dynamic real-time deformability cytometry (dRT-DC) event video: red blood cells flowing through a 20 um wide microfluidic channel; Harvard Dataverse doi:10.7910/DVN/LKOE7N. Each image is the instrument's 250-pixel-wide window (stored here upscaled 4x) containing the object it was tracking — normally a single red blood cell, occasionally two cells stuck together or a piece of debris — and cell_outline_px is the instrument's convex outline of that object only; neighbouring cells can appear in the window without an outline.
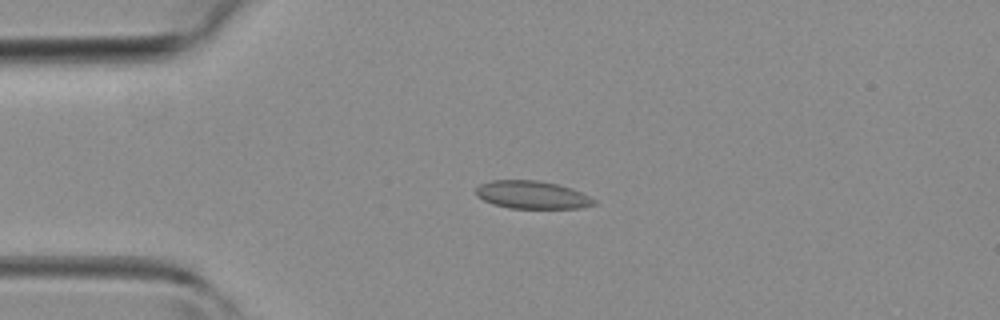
{"species": "common noctule bat (a hibernating species)", "species_latin": "Nyctalus noctula", "temperature_condition": "room temperature", "stored_images_in_passage": 42, "camera_frame_rate_fps": 3000, "um_per_image_px": 0.085, "animal": {"sex": "female", "body_mass_g": 19.3, "forearm_length_mm": 54.1}, "frame": {"image": 1, "passage_image": 8, "time_ms": 2.333, "image_size_px": [1000, 320], "cell_outline_px": [[596, 204], [580, 208], [508, 208], [492, 204], [476, 196], [476, 188], [480, 184], [492, 180], [536, 180], [556, 184], [572, 188], [596, 200]], "centroid_in_image_um": [45.21, 16.56], "position_along_channel_um": 39.8, "area_um2": 19.13}}
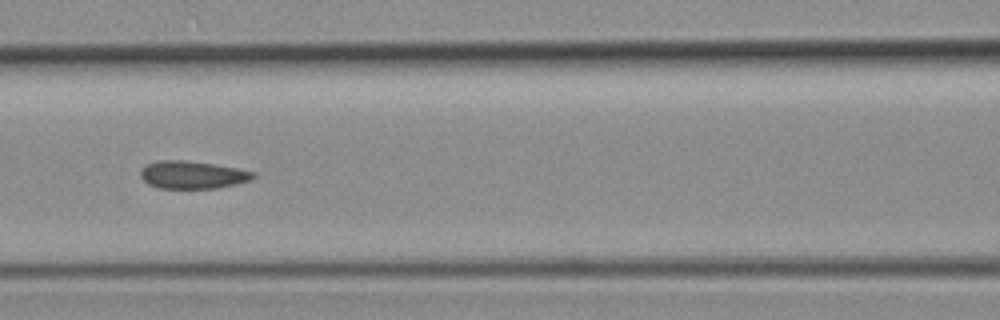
{"frame": {"image": 2, "passage_image": 17, "time_ms": 5.333, "image_size_px": [1000, 320], "cell_outline_px": [[256, 176], [252, 180], [236, 184], [216, 188], [160, 188], [148, 184], [140, 176], [140, 172], [148, 164], [160, 160], [180, 160], [212, 164], [236, 168], [256, 172]], "centroid_in_image_um": [16.4, 14.87], "position_along_channel_um": 150.2, "area_um2": 17.98}}
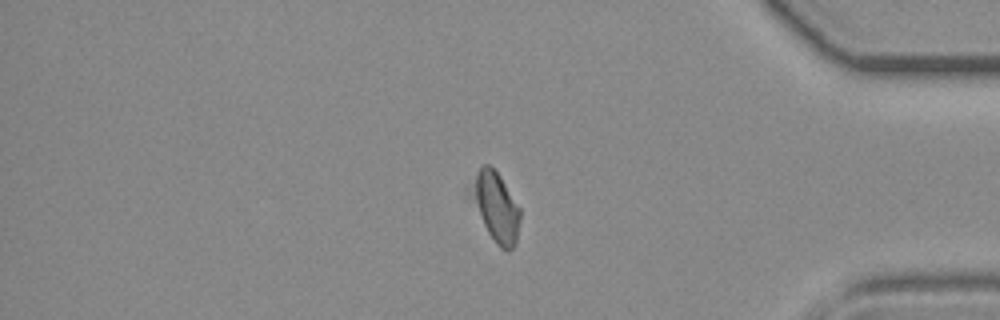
{"frame": {"image": 3, "passage_image": 35, "time_ms": 11.333, "image_size_px": [1000, 320], "cell_outline_px": [[520, 220], [516, 240], [512, 248], [508, 252], [500, 248], [496, 244], [488, 232], [464, 192], [476, 172], [484, 164], [488, 164], [500, 176], [520, 208]], "centroid_in_image_um": [42.06, 17.55], "position_along_channel_um": 393.1, "area_um2": 20.29}}